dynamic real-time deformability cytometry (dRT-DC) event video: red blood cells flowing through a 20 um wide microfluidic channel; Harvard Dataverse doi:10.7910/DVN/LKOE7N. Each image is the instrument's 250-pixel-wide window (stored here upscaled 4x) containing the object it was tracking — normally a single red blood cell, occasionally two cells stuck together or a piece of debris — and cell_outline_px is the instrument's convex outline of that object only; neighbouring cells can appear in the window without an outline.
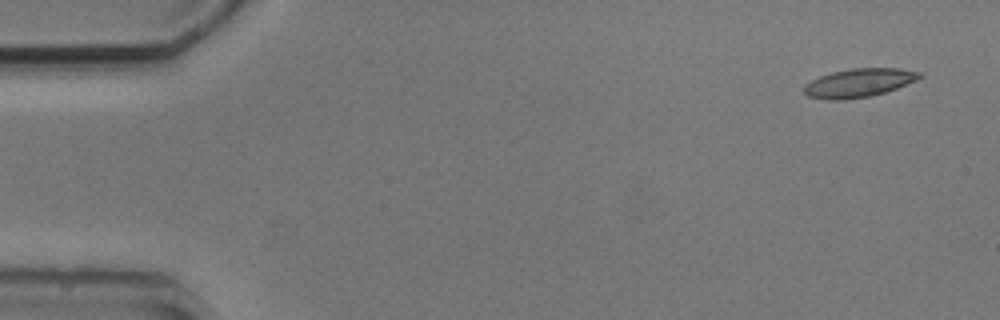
{"species": "common noctule bat (a hibernating species)", "species_latin": "Nyctalus noctula", "temperature_condition": "cold", "stored_images_in_passage": 4, "camera_frame_rate_fps": 3000, "um_per_image_px": 0.085, "animal": {"sex": "male", "body_mass_g": 20.5, "forearm_length_mm": 52.5}, "frame": {"image": 1, "passage_image": 1, "time_ms": 0.0, "image_size_px": [1000, 320], "cell_outline_px": [[924, 76], [916, 80], [896, 88], [884, 92], [868, 96], [836, 100], [828, 100], [808, 96], [804, 92], [804, 84], [820, 76], [832, 72], [852, 68], [900, 68], [920, 72]], "centroid_in_image_um": [73.0, 7.03], "position_along_channel_um": 12.0, "area_um2": 19.02}}
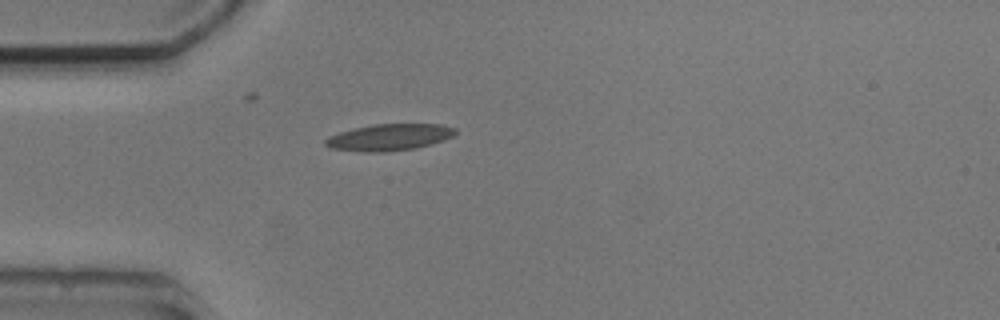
{"frame": {"image": 2, "passage_image": 4, "time_ms": 4.0, "image_size_px": [1000, 320], "cell_outline_px": [[456, 132], [452, 136], [444, 140], [432, 144], [416, 148], [384, 152], [364, 152], [328, 148], [324, 144], [324, 140], [328, 136], [352, 128], [372, 124], [440, 124], [456, 128]], "centroid_in_image_um": [33.05, 11.67], "position_along_channel_um": 51.9, "area_um2": 20.35}}